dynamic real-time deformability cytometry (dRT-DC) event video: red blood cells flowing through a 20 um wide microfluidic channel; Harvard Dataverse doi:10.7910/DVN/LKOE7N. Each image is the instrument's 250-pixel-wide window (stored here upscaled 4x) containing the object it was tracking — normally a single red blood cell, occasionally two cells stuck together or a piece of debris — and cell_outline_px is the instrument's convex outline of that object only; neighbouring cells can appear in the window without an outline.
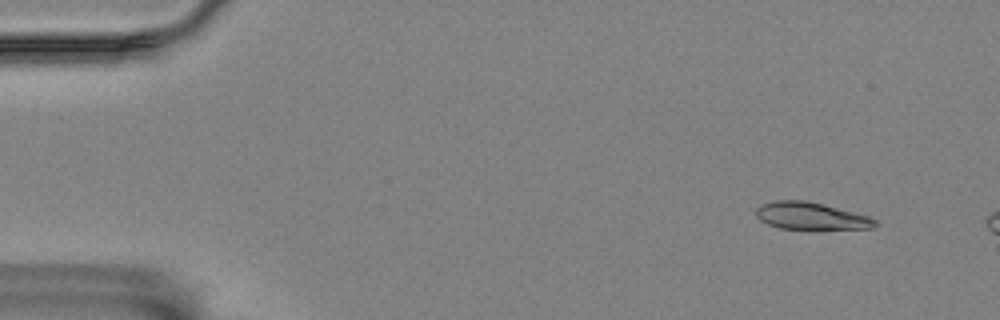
{"species": "Egyptian fruit bat (a non-hibernating species)", "species_latin": "Rousettus aegyptiacus", "temperature_condition": "room temperature", "stored_images_in_passage": 4, "camera_frame_rate_fps": 3000, "um_per_image_px": 0.085, "animal": {"sex": "female"}, "frame": {"image": 1, "passage_image": 1, "time_ms": 0.0, "image_size_px": [1000, 320], "cell_outline_px": [[880, 224], [872, 228], [780, 228], [768, 224], [760, 220], [756, 216], [756, 208], [760, 204], [776, 200], [804, 200], [868, 216], [876, 220]], "centroid_in_image_um": [68.88, 18.35], "position_along_channel_um": 16.1, "area_um2": 18.38}}